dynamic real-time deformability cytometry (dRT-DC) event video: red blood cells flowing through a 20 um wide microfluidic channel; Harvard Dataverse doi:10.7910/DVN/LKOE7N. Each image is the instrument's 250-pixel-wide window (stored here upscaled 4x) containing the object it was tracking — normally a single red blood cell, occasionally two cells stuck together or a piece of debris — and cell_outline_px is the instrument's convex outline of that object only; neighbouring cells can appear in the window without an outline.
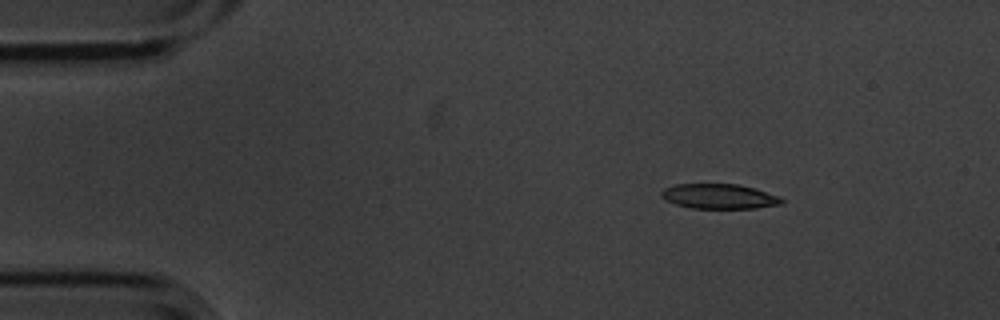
{"species": "common noctule bat (a hibernating species)", "species_latin": "Nyctalus noctula", "temperature_condition": "cold", "stored_images_in_passage": 5, "camera_frame_rate_fps": 3000, "um_per_image_px": 0.085, "animal": {"sex": "male", "body_mass_g": 20.1, "forearm_length_mm": 53.5}, "frame": {"image": 1, "passage_image": 2, "time_ms": 0.333, "image_size_px": [1000, 320], "cell_outline_px": [[784, 204], [756, 208], [692, 208], [676, 204], [660, 196], [660, 192], [664, 188], [676, 184], [736, 184], [752, 188], [780, 196], [784, 200]], "centroid_in_image_um": [61.14, 16.69], "position_along_channel_um": 23.9, "area_um2": 17.34}}
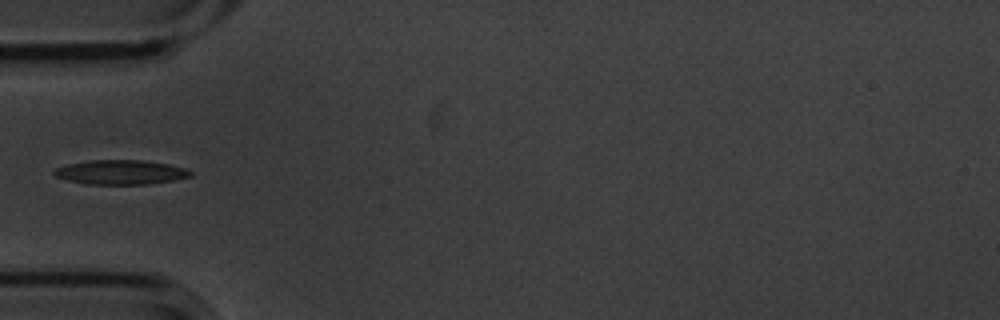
{"frame": {"image": 2, "passage_image": 5, "time_ms": 1.333, "image_size_px": [1000, 320], "cell_outline_px": [[192, 176], [172, 180], [148, 184], [84, 184], [68, 180], [56, 176], [52, 172], [56, 168], [68, 164], [92, 160], [140, 160], [168, 164], [184, 168], [192, 172]], "centroid_in_image_um": [10.24, 14.64], "position_along_channel_um": 74.8, "area_um2": 19.19}}